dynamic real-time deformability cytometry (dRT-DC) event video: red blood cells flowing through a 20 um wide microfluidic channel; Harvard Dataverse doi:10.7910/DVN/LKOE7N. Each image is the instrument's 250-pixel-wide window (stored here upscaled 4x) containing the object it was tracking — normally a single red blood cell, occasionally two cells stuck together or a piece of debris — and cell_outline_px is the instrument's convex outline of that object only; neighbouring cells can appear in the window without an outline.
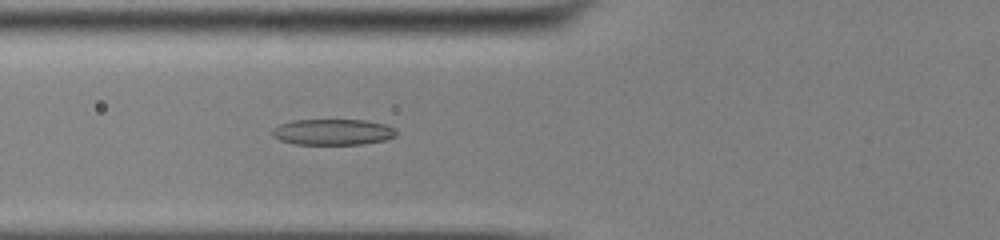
{"species": "common noctule bat (a hibernating species)", "species_latin": "Nyctalus noctula", "temperature_condition": "cold", "stored_images_in_passage": 50, "camera_frame_rate_fps": 3000, "um_per_image_px": 0.085, "animal": {"sex": "male", "body_mass_g": 13.0, "forearm_length_mm": 53.1}, "frame": {"image": 1, "passage_image": 18, "time_ms": 5.667, "image_size_px": [1000, 240], "cell_outline_px": [[396, 136], [388, 140], [364, 144], [296, 144], [280, 140], [272, 136], [272, 128], [280, 124], [292, 120], [364, 120], [388, 124], [396, 132]], "centroid_in_image_um": [28.31, 11.22], "position_along_channel_um": 97.5, "area_um2": 18.9}}
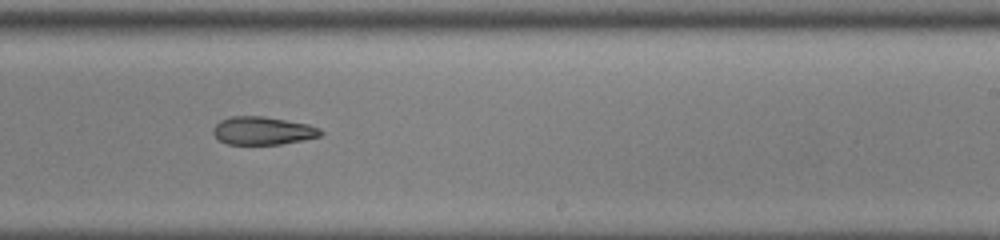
{"frame": {"image": 2, "passage_image": 31, "time_ms": 10.0, "image_size_px": [1000, 240], "cell_outline_px": [[324, 132], [320, 136], [304, 140], [280, 144], [228, 144], [220, 140], [212, 132], [212, 128], [220, 120], [232, 116], [264, 116], [308, 124], [320, 128]], "centroid_in_image_um": [22.35, 11.1], "position_along_channel_um": 266.7, "area_um2": 17.57}}
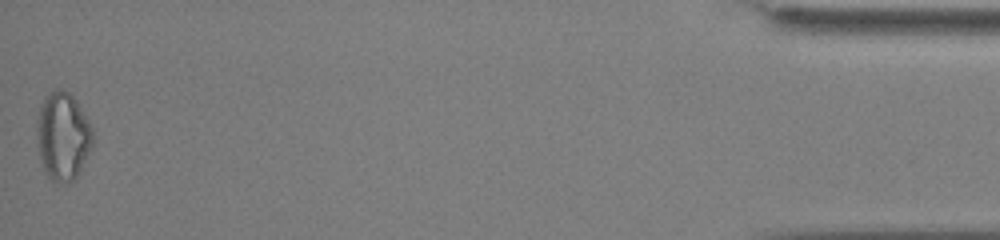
{"frame": {"image": 3, "passage_image": 50, "time_ms": 16.333, "image_size_px": [1000, 240], "cell_outline_px": [[96, 136], [92, 148], [76, 176], [72, 180], [60, 184], [52, 180], [48, 176], [40, 160], [36, 140], [36, 120], [40, 104], [44, 96], [56, 88], [60, 88], [68, 92], [76, 100], [88, 120]], "centroid_in_image_um": [5.33, 11.55], "position_along_channel_um": 429.9, "area_um2": 29.13}, "authors_computed_cell_mechanics": {"area_um2": 19.6231, "velocity_mm_per_s": 3.9048, "shape_relaxation_time_tau1_ms": 10.371, "shape_relaxation_time_tau2_ms": 7.934, "deformation_change_tau1": 0.2255, "deformation_change_tau2": 0.193}}